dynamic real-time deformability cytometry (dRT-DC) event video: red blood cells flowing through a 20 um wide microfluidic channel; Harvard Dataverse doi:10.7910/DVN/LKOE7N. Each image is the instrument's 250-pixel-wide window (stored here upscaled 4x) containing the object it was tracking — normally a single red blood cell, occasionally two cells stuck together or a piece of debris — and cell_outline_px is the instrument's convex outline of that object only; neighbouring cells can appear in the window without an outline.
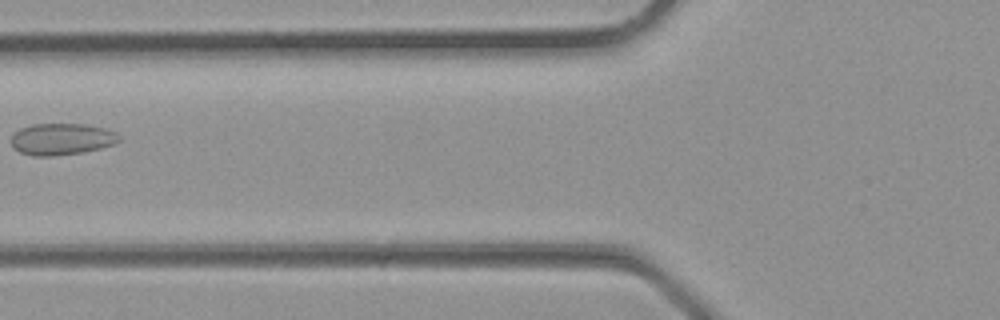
{"species": "common noctule bat (a hibernating species)", "species_latin": "Nyctalus noctula", "temperature_condition": "room temperature", "stored_images_in_passage": 34, "camera_frame_rate_fps": 3000, "um_per_image_px": 0.085, "animal": {"sex": "male", "body_mass_g": 23.1, "forearm_length_mm": 52.7}, "frame": {"image": 1, "passage_image": 14, "time_ms": 4.333, "image_size_px": [1000, 320], "cell_outline_px": [[120, 140], [112, 144], [100, 148], [80, 152], [52, 156], [32, 156], [20, 152], [12, 148], [12, 136], [20, 128], [32, 124], [84, 124], [104, 128], [116, 132], [120, 136]], "centroid_in_image_um": [5.22, 11.82], "position_along_channel_um": 120.6, "area_um2": 19.77}}
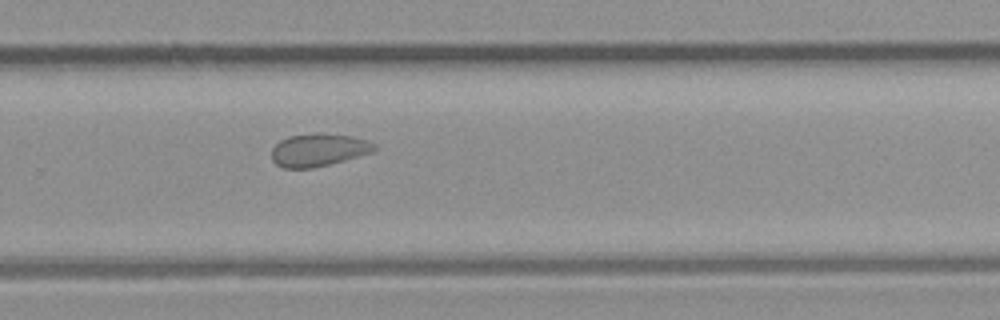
{"frame": {"image": 2, "passage_image": 23, "time_ms": 7.333, "image_size_px": [1000, 320], "cell_outline_px": [[380, 148], [376, 152], [312, 168], [284, 168], [276, 164], [272, 160], [272, 148], [280, 140], [288, 136], [320, 132], [352, 136], [368, 140], [376, 144]], "centroid_in_image_um": [27.13, 12.73], "position_along_channel_um": 302.7, "area_um2": 19.94}}
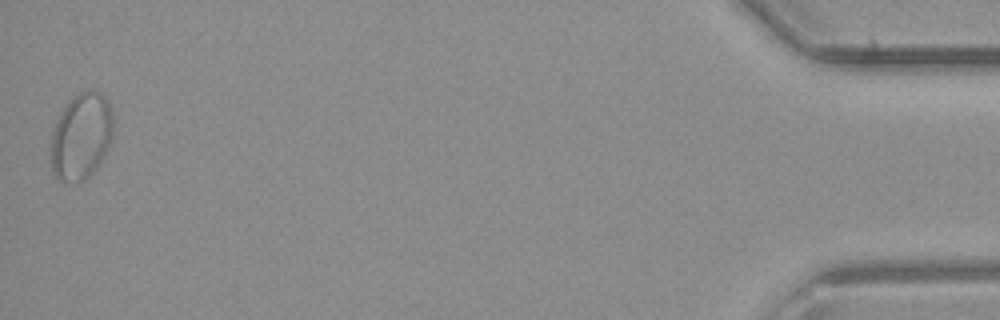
{"frame": {"image": 3, "passage_image": 34, "time_ms": 11.0, "image_size_px": [1000, 320], "cell_outline_px": [[112, 136], [96, 168], [88, 176], [80, 180], [64, 184], [52, 172], [48, 144], [56, 120], [68, 100], [80, 92], [100, 92], [104, 96], [108, 104], [112, 116]], "centroid_in_image_um": [6.82, 11.61], "position_along_channel_um": 428.4, "area_um2": 31.27}}